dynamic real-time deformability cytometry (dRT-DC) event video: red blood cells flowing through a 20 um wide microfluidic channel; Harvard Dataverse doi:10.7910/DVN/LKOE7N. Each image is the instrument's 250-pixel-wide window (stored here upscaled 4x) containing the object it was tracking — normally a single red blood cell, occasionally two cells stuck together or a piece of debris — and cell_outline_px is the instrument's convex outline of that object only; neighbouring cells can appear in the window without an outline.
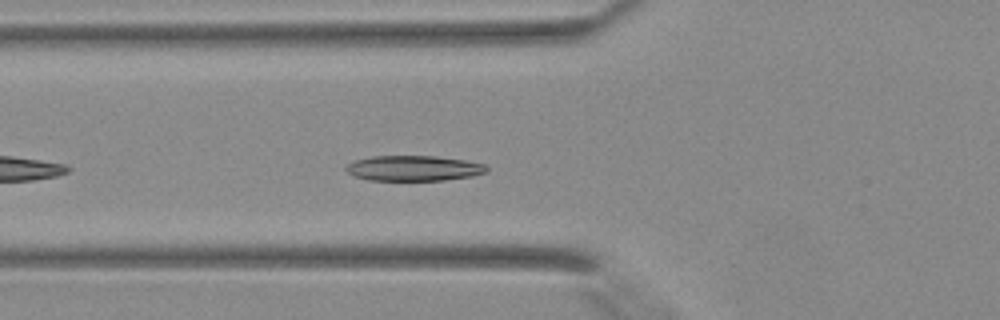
{"species": "Egyptian fruit bat (a non-hibernating species)", "species_latin": "Rousettus aegyptiacus", "temperature_condition": "warm", "stored_images_in_passage": 25, "camera_frame_rate_fps": 3000, "um_per_image_px": 0.085, "animal": {"sex": "female"}, "frame": {"image": 1, "passage_image": 5, "time_ms": 1.333, "image_size_px": [1000, 320], "cell_outline_px": [[488, 172], [472, 176], [444, 180], [368, 180], [352, 176], [344, 168], [348, 164], [356, 160], [372, 156], [436, 156], [464, 160], [484, 164], [488, 168]], "centroid_in_image_um": [35.15, 14.3], "position_along_channel_um": 90.6, "area_um2": 20.75}}
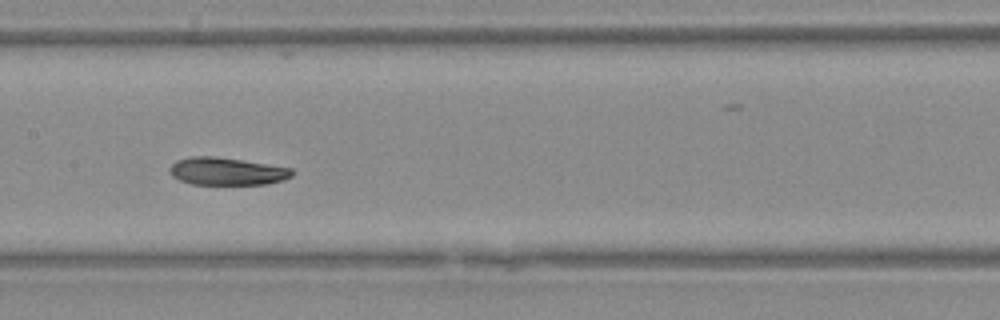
{"frame": {"image": 2, "passage_image": 11, "time_ms": 3.333, "image_size_px": [1000, 320], "cell_outline_px": [[292, 176], [268, 184], [192, 184], [180, 180], [172, 176], [168, 172], [168, 168], [176, 160], [192, 156], [212, 156], [240, 160], [292, 168]], "centroid_in_image_um": [19.22, 14.56], "position_along_channel_um": 188.2, "area_um2": 19.48}}
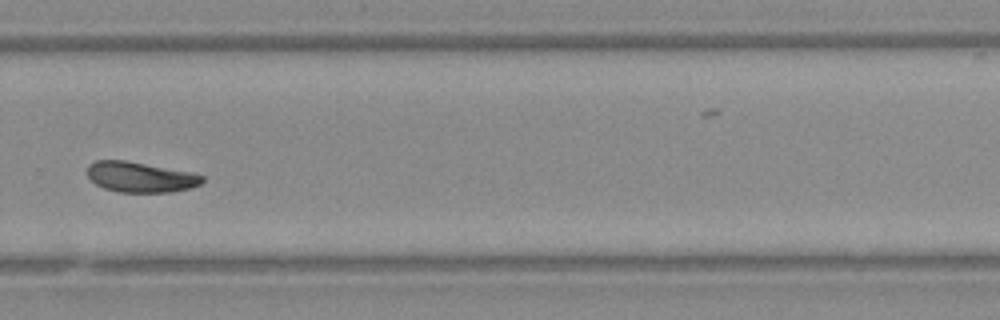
{"frame": {"image": 3, "passage_image": 19, "time_ms": 6.0, "image_size_px": [1000, 320], "cell_outline_px": [[204, 180], [200, 184], [192, 188], [172, 192], [116, 192], [104, 188], [96, 184], [88, 176], [88, 164], [96, 160], [124, 160], [196, 172], [204, 176]], "centroid_in_image_um": [11.98, 15.05], "position_along_channel_um": 317.8, "area_um2": 20.63}}